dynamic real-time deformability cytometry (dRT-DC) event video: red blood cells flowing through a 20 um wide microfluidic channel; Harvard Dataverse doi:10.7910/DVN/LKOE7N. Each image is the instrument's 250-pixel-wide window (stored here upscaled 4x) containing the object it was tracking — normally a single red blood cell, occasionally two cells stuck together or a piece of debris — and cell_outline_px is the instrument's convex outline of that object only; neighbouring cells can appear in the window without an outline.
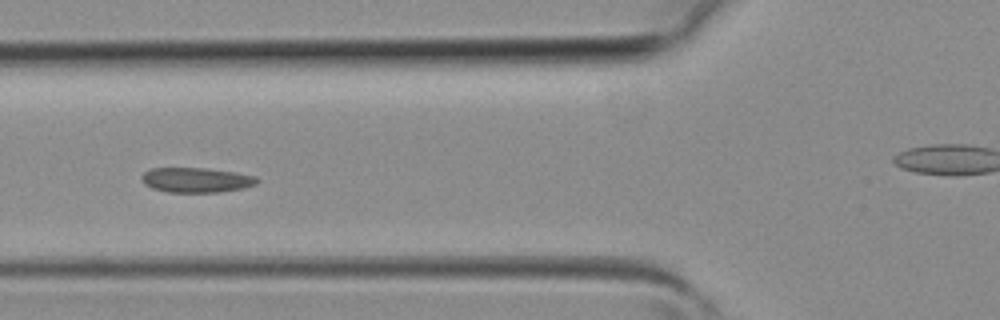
{"species": "common noctule bat (a hibernating species)", "species_latin": "Nyctalus noctula", "temperature_condition": "room temperature", "stored_images_in_passage": 4, "segment_of_instrument_passage": [1, 2], "camera_frame_rate_fps": 3000, "um_per_image_px": 0.085, "animal": {"sex": "female", "body_mass_g": 19.3, "forearm_length_mm": 54.1}, "frame": {"image": 1, "passage_image": 3, "time_ms": 0.667, "image_size_px": [1000, 320], "cell_outline_px": [[260, 180], [256, 184], [244, 188], [220, 192], [168, 192], [152, 188], [144, 184], [140, 176], [144, 172], [152, 168], [204, 168], [236, 172], [256, 176]], "centroid_in_image_um": [16.69, 15.3], "position_along_channel_um": 109.1, "area_um2": 16.82}}